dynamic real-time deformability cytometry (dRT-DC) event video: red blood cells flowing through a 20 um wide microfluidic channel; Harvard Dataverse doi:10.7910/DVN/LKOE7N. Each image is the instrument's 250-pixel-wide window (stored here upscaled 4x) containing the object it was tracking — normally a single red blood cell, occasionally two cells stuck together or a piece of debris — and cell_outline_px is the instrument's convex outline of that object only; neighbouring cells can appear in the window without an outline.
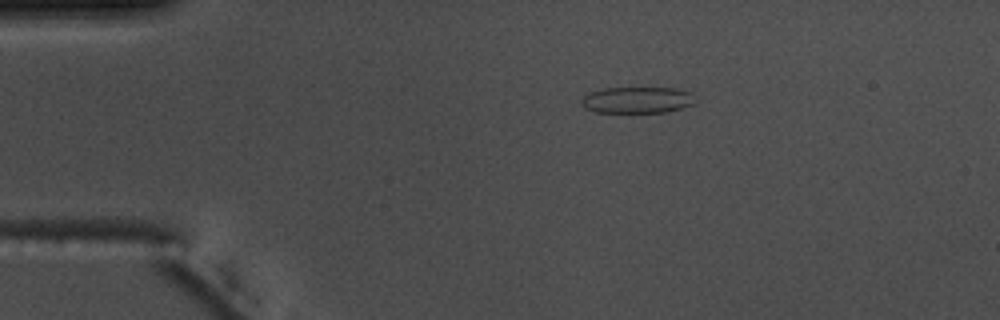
{"species": "common noctule bat (a hibernating species)", "species_latin": "Nyctalus noctula", "temperature_condition": "warm", "stored_images_in_passage": 39, "camera_frame_rate_fps": 3000, "um_per_image_px": 0.085, "animal": {"sex": "male", "body_mass_g": 17.5, "forearm_length_mm": 52.3}, "frame": {"image": 1, "passage_image": 1, "time_ms": 0.0, "image_size_px": [1000, 320], "cell_outline_px": [[696, 104], [668, 112], [596, 112], [584, 108], [580, 104], [580, 100], [584, 96], [592, 92], [604, 88], [676, 88], [692, 92]], "centroid_in_image_um": [54.19, 8.5], "position_along_channel_um": 30.8, "area_um2": 17.63}}
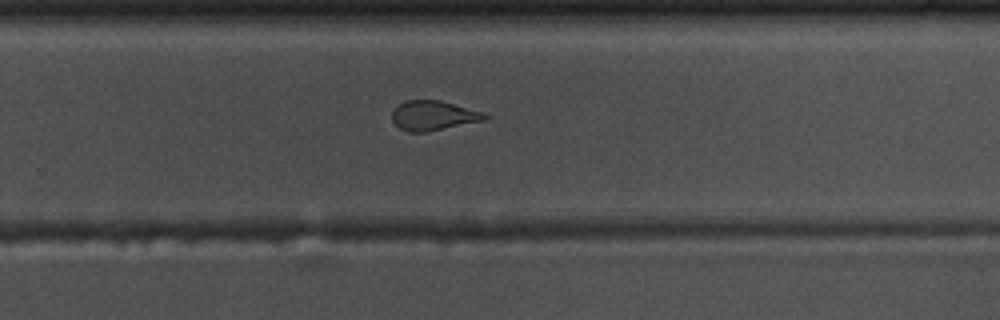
{"frame": {"image": 2, "passage_image": 26, "time_ms": 8.333, "image_size_px": [1000, 320], "cell_outline_px": [[492, 116], [488, 120], [428, 132], [408, 132], [400, 128], [392, 120], [392, 112], [400, 104], [408, 100], [440, 100], [484, 112]], "centroid_in_image_um": [36.92, 9.84], "position_along_channel_um": 292.9, "area_um2": 16.24}}
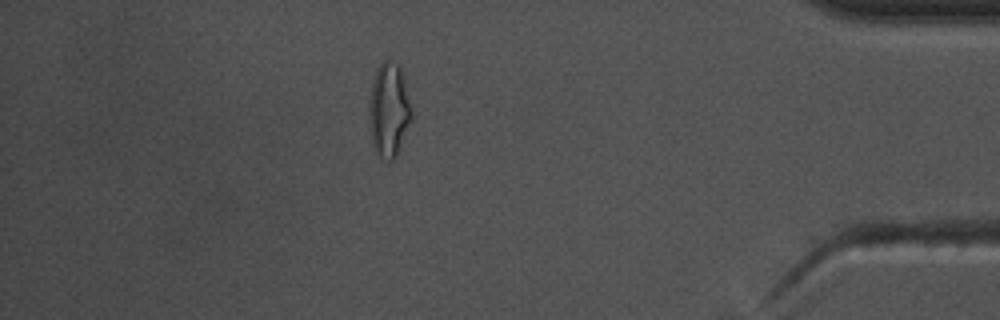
{"frame": {"image": 3, "passage_image": 38, "time_ms": 12.333, "image_size_px": [1000, 320], "cell_outline_px": [[412, 116], [400, 148], [396, 156], [392, 160], [388, 160], [380, 156], [376, 152], [372, 144], [368, 120], [368, 104], [372, 80], [376, 68], [384, 60], [388, 60], [400, 64], [404, 76], [412, 104]], "centroid_in_image_um": [33.05, 9.29], "position_along_channel_um": 402.1, "area_um2": 23.87}, "authors_computed_cell_mechanics": {"area_um2": 16.9932, "velocity_mm_per_s": 3.7686, "shape_relaxation_time_tau1_ms": null, "shape_relaxation_time_tau2_ms": 1.0602, "deformation_change_tau1": null, "deformation_change_tau2": 0.086}}